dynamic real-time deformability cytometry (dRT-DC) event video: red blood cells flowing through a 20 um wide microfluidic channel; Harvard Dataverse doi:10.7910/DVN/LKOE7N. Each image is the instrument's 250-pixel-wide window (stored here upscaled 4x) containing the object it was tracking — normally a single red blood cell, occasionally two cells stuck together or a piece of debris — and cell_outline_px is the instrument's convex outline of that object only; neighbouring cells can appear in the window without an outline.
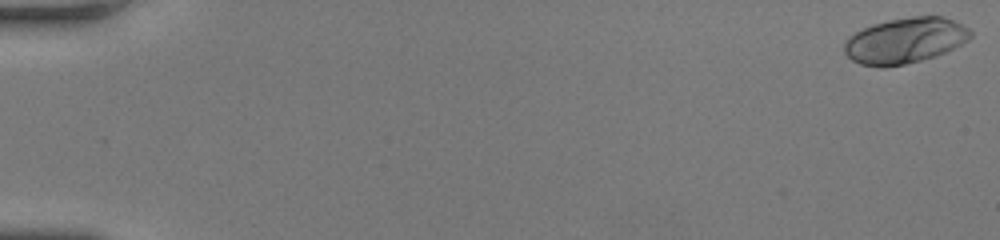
{"species": "human", "species_latin": "Homo sapiens", "temperature_condition": "room temperature", "stored_images_in_passage": 15, "camera_frame_rate_fps": 3000, "um_per_image_px": 0.085, "donor": {"sex": "female"}, "frame": {"image": 1, "passage_image": 1, "time_ms": 0.0, "image_size_px": [1000, 240], "cell_outline_px": [[972, 36], [968, 40], [936, 56], [904, 64], [884, 68], [860, 64], [852, 60], [844, 52], [844, 40], [848, 36], [864, 28], [876, 24], [892, 20], [912, 16], [940, 16], [952, 20], [968, 28], [972, 32]], "centroid_in_image_um": [76.9, 3.46], "position_along_channel_um": 8.1, "area_um2": 33.23}}